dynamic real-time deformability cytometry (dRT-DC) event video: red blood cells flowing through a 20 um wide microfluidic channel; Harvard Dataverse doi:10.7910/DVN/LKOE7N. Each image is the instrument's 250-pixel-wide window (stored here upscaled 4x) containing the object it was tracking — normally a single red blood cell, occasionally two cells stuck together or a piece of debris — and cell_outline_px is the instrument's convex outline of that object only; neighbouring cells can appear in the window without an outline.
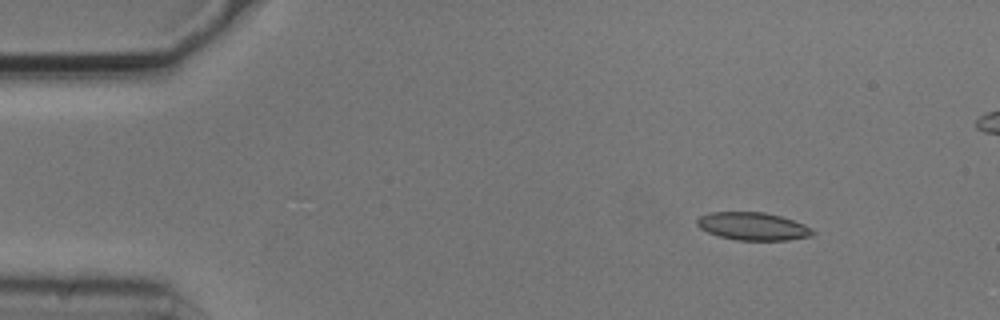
{"species": "common noctule bat (a hibernating species)", "species_latin": "Nyctalus noctula", "temperature_condition": "cold", "stored_images_in_passage": 6, "camera_frame_rate_fps": 3000, "um_per_image_px": 0.085, "animal": {"sex": "male", "body_mass_g": 20.5, "forearm_length_mm": 52.5}, "frame": {"image": 1, "passage_image": 2, "time_ms": 0.333, "image_size_px": [1000, 320], "cell_outline_px": [[816, 232], [812, 236], [788, 240], [736, 240], [720, 236], [708, 232], [700, 228], [696, 224], [696, 220], [700, 216], [712, 212], [764, 212], [780, 216], [804, 224], [812, 228]], "centroid_in_image_um": [64.01, 19.24], "position_along_channel_um": 21.0, "area_um2": 18.73}}
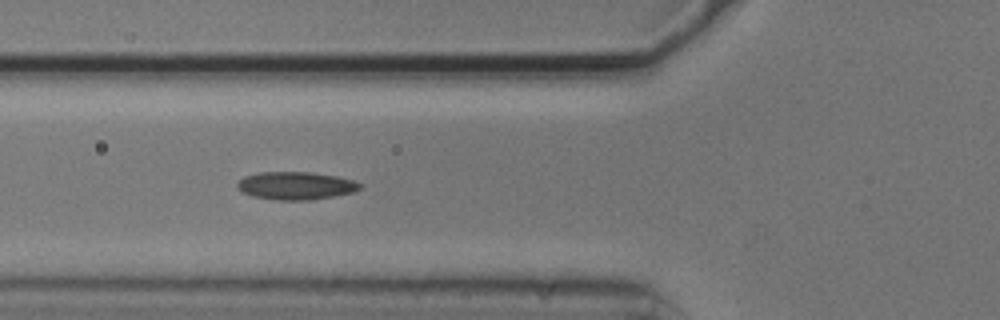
{"frame": {"image": 2, "passage_image": 5, "time_ms": 1.333, "image_size_px": [1000, 320], "cell_outline_px": [[360, 188], [352, 192], [332, 196], [308, 200], [276, 200], [252, 196], [236, 188], [236, 184], [244, 176], [256, 172], [312, 172], [336, 176], [352, 180], [360, 184]], "centroid_in_image_um": [25.08, 15.77], "position_along_channel_um": 100.7, "area_um2": 19.77}}
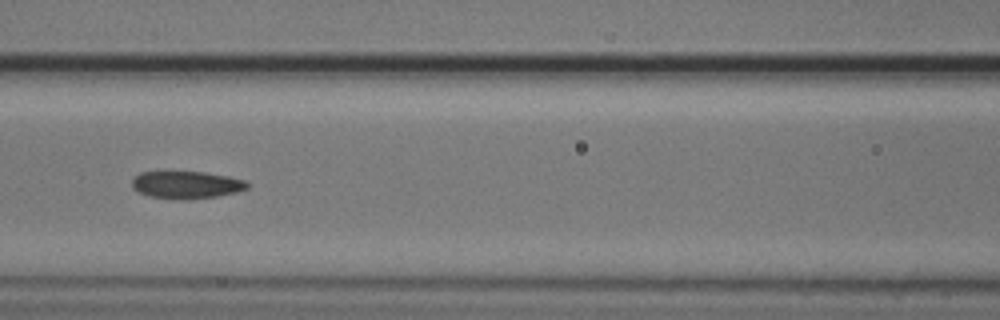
{"frame": {"image": 3, "passage_image": 6, "time_ms": 1.667, "image_size_px": [1000, 320], "cell_outline_px": [[248, 188], [236, 192], [216, 196], [184, 200], [148, 196], [132, 188], [132, 180], [140, 172], [204, 172], [228, 176], [244, 180], [248, 184]], "centroid_in_image_um": [15.83, 15.71], "position_along_channel_um": 150.8, "area_um2": 18.26}}